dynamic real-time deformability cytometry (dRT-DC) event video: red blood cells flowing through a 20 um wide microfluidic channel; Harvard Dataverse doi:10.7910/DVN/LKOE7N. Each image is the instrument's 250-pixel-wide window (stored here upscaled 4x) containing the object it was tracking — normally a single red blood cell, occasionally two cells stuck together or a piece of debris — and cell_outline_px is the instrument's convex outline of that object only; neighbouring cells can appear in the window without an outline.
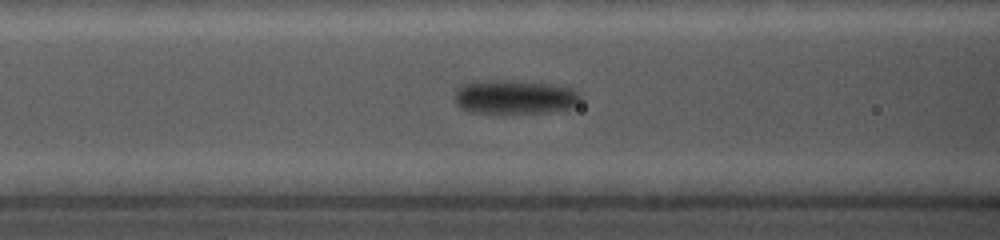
{"species": "common noctule bat (a hibernating species)", "species_latin": "Nyctalus noctula", "temperature_condition": "cold", "stored_images_in_passage": 27, "camera_frame_rate_fps": 5000, "um_per_image_px": 0.085, "animal": {"sex": "female", "body_mass_g": 19.0, "forearm_length_mm": 56.7}, "frame": {"image": 1, "passage_image": 10, "time_ms": 4.2, "image_size_px": [1000, 240], "cell_outline_px": [[580, 104], [572, 108], [548, 112], [468, 112], [460, 108], [456, 104], [456, 88], [464, 84], [508, 80], [552, 84], [572, 88], [580, 96]], "centroid_in_image_um": [43.8, 8.26], "position_along_channel_um": 122.8, "area_um2": 24.51}}
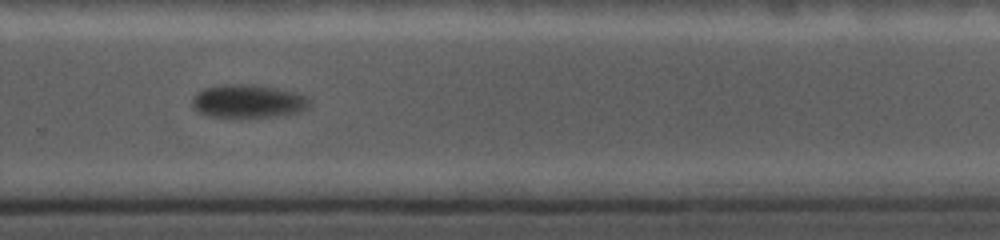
{"frame": {"image": 2, "passage_image": 22, "time_ms": 9.4, "image_size_px": [1000, 240], "cell_outline_px": [[308, 108], [300, 112], [276, 116], [208, 116], [200, 112], [192, 104], [192, 100], [204, 88], [224, 84], [244, 84], [276, 88], [308, 96]], "centroid_in_image_um": [21.12, 8.6], "position_along_channel_um": 308.7, "area_um2": 22.08}}
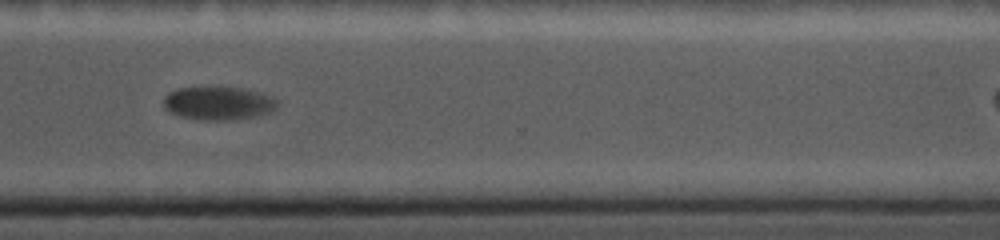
{"frame": {"image": 3, "passage_image": 25, "time_ms": 10.6, "image_size_px": [1000, 240], "cell_outline_px": [[280, 104], [272, 112], [260, 116], [232, 120], [204, 120], [180, 116], [168, 112], [164, 108], [164, 96], [168, 92], [176, 88], [244, 88], [272, 96], [280, 100]], "centroid_in_image_um": [18.61, 8.79], "position_along_channel_um": 352.0, "area_um2": 22.37}}